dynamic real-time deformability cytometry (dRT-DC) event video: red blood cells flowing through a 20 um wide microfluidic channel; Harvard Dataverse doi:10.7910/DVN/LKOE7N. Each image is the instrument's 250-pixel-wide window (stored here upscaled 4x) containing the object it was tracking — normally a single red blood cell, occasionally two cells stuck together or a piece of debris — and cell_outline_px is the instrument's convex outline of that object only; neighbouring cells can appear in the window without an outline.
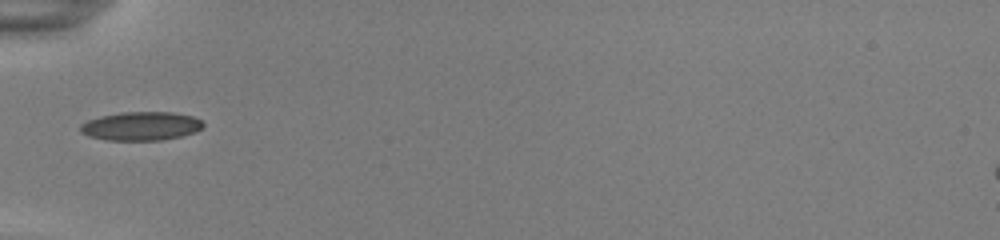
{"species": "common noctule bat (a hibernating species)", "species_latin": "Nyctalus noctula", "temperature_condition": "room temperature", "stored_images_in_passage": 35, "camera_frame_rate_fps": 3000, "um_per_image_px": 0.085, "animal": {"sex": "female", "body_mass_g": 22.0, "forearm_length_mm": 56.7}, "frame": {"image": 1, "passage_image": 1, "time_ms": 0.0, "image_size_px": [1000, 240], "cell_outline_px": [[204, 124], [196, 132], [180, 136], [160, 140], [108, 140], [88, 136], [80, 132], [80, 124], [88, 120], [100, 116], [120, 112], [172, 112], [192, 116], [200, 120]], "centroid_in_image_um": [11.95, 10.71], "position_along_channel_um": 73.0, "area_um2": 20.46}}
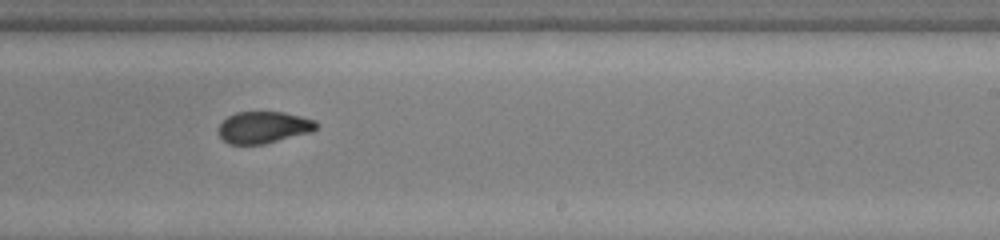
{"frame": {"image": 2, "passage_image": 16, "time_ms": 5.0, "image_size_px": [1000, 240], "cell_outline_px": [[320, 124], [312, 132], [264, 144], [228, 144], [216, 132], [220, 124], [228, 116], [236, 112], [284, 112], [316, 120]], "centroid_in_image_um": [22.41, 10.82], "position_along_channel_um": 266.6, "area_um2": 18.26}}
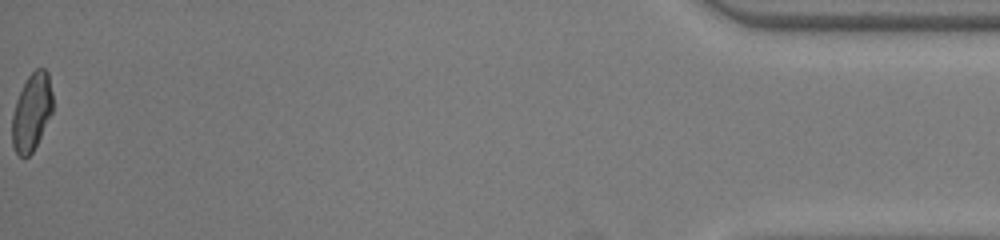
{"frame": {"image": 3, "passage_image": 35, "time_ms": 11.333, "image_size_px": [1000, 240], "cell_outline_px": [[52, 112], [32, 152], [28, 156], [20, 156], [16, 152], [12, 144], [12, 116], [16, 100], [28, 76], [36, 68], [44, 68], [48, 72], [52, 92]], "centroid_in_image_um": [2.69, 9.5], "position_along_channel_um": 432.5, "area_um2": 18.03}, "authors_computed_cell_mechanics": {"area_um2": 18.9584, "velocity_mm_per_s": 3.89, "shape_relaxation_time_tau1_ms": null, "shape_relaxation_time_tau2_ms": 1.2501, "deformation_change_tau1": null, "deformation_change_tau2": 0.0559}}